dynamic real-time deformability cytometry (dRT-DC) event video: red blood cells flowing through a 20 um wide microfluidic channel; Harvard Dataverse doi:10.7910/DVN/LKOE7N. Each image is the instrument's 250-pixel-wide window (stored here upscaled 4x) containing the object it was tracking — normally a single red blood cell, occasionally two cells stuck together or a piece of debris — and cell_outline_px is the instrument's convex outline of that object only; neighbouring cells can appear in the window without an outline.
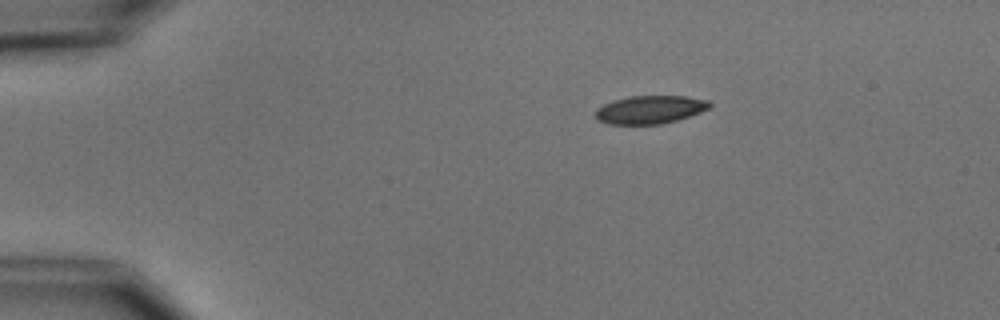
{"species": "common noctule bat (a hibernating species)", "species_latin": "Nyctalus noctula", "temperature_condition": "cold", "stored_images_in_passage": 3, "camera_frame_rate_fps": 3000, "um_per_image_px": 0.085, "animal": {"sex": "male", "body_mass_g": 15.6}, "frame": {"image": 1, "passage_image": 1, "time_ms": 0.0, "image_size_px": [1000, 320], "cell_outline_px": [[712, 108], [676, 120], [660, 124], [608, 124], [600, 120], [596, 116], [596, 108], [612, 100], [628, 96], [684, 96], [708, 100], [712, 104]], "centroid_in_image_um": [55.27, 9.3], "position_along_channel_um": 29.7, "area_um2": 18.67}}